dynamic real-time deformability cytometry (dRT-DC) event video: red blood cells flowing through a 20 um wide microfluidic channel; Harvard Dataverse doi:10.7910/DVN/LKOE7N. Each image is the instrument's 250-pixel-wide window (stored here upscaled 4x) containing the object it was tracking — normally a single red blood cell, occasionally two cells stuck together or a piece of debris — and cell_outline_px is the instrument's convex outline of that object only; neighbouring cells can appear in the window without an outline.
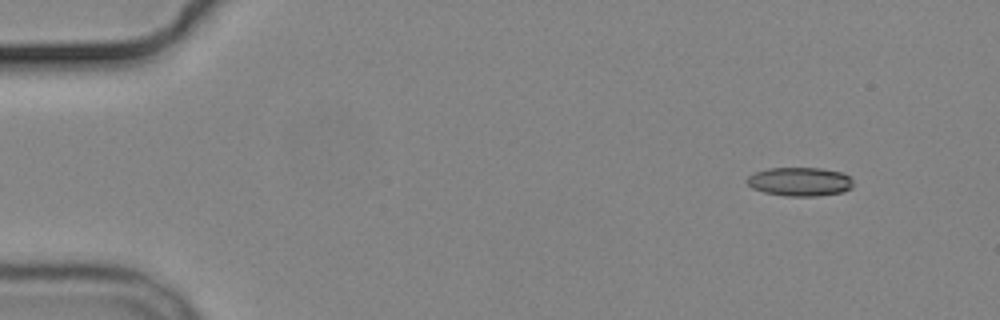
{"species": "common noctule bat (a hibernating species)", "species_latin": "Nyctalus noctula", "temperature_condition": "cold", "stored_images_in_passage": 4, "camera_frame_rate_fps": 3000, "um_per_image_px": 0.085, "animal": {"sex": "male", "body_mass_g": 19.2, "forearm_length_mm": 51.8}, "frame": {"image": 1, "passage_image": 1, "time_ms": 0.0, "image_size_px": [1000, 320], "cell_outline_px": [[852, 188], [844, 192], [820, 196], [784, 196], [764, 192], [752, 188], [748, 184], [748, 176], [756, 172], [768, 168], [820, 168], [840, 172], [848, 176], [852, 180]], "centroid_in_image_um": [68.0, 15.45], "position_along_channel_um": 17.0, "area_um2": 17.8}}
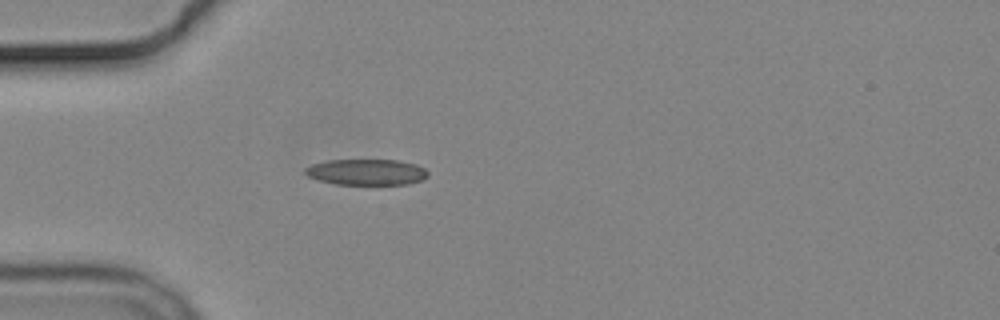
{"frame": {"image": 2, "passage_image": 4, "time_ms": 3.667, "image_size_px": [1000, 320], "cell_outline_px": [[428, 176], [420, 180], [408, 184], [336, 184], [320, 180], [308, 176], [304, 172], [304, 168], [312, 164], [328, 160], [396, 160], [416, 164], [424, 168], [428, 172]], "centroid_in_image_um": [31.15, 14.62], "position_along_channel_um": 53.9, "area_um2": 18.44}}